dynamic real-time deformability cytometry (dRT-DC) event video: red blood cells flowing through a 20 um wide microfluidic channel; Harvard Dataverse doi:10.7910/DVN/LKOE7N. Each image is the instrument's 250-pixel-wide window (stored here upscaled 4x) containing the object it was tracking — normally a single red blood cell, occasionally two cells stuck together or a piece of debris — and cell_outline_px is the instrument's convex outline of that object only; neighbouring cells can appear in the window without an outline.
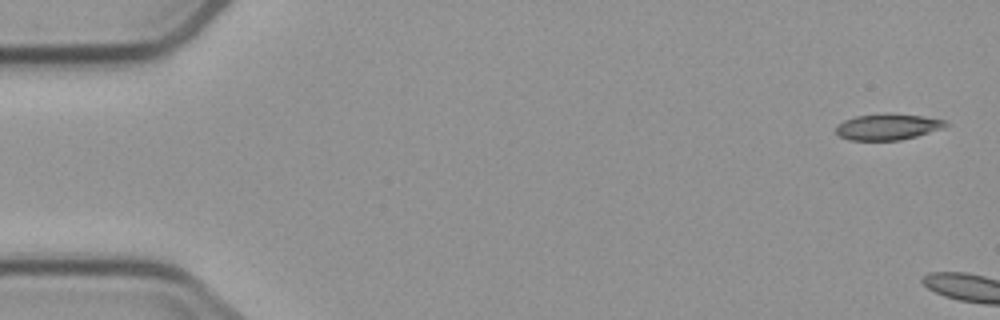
{"species": "common noctule bat (a hibernating species)", "species_latin": "Nyctalus noctula", "temperature_condition": "cold", "stored_images_in_passage": 3, "camera_frame_rate_fps": 3000, "um_per_image_px": 0.085, "animal": {"sex": "male", "body_mass_g": 23.1, "forearm_length_mm": 52.7}, "frame": {"image": 1, "passage_image": 1, "time_ms": 0.0, "image_size_px": [1000, 320], "cell_outline_px": [[952, 124], [944, 128], [916, 136], [900, 140], [848, 140], [840, 136], [836, 132], [836, 128], [844, 120], [856, 116], [884, 112], [924, 116], [948, 120]], "centroid_in_image_um": [75.53, 10.76], "position_along_channel_um": 9.5, "area_um2": 16.99}}